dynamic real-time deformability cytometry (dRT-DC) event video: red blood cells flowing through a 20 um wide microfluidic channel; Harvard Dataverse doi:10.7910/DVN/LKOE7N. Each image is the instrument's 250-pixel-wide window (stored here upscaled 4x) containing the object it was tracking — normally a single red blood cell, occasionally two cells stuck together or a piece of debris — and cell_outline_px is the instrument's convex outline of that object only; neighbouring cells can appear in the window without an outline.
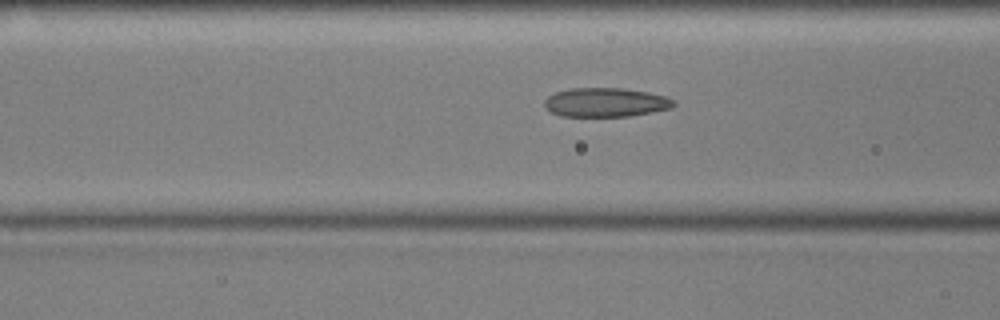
{"species": "common noctule bat (a hibernating species)", "species_latin": "Nyctalus noctula", "temperature_condition": "cold", "stored_images_in_passage": 23, "camera_frame_rate_fps": 3000, "um_per_image_px": 0.085, "animal": {"sex": "male", "body_mass_g": 17.9, "forearm_length_mm": 54.2}, "frame": {"image": 1, "passage_image": 14, "time_ms": 4.333, "image_size_px": [1000, 320], "cell_outline_px": [[676, 104], [672, 108], [652, 112], [628, 116], [560, 116], [544, 108], [544, 100], [548, 96], [556, 92], [572, 88], [620, 88], [648, 92], [664, 96], [676, 100]], "centroid_in_image_um": [51.48, 8.7], "position_along_channel_um": 115.1, "area_um2": 21.91}}
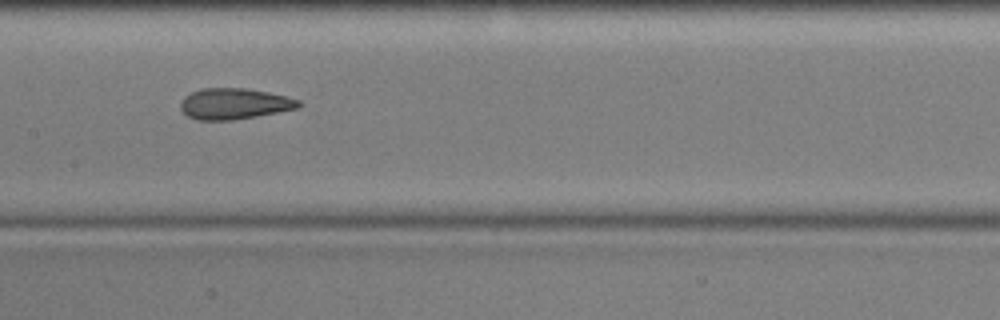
{"frame": {"image": 2, "passage_image": 20, "time_ms": 6.333, "image_size_px": [1000, 320], "cell_outline_px": [[304, 104], [300, 108], [256, 116], [232, 120], [196, 120], [188, 116], [180, 108], [180, 100], [184, 96], [192, 92], [204, 88], [244, 88], [268, 92], [300, 100]], "centroid_in_image_um": [19.92, 8.82], "position_along_channel_um": 187.5, "area_um2": 21.39}}
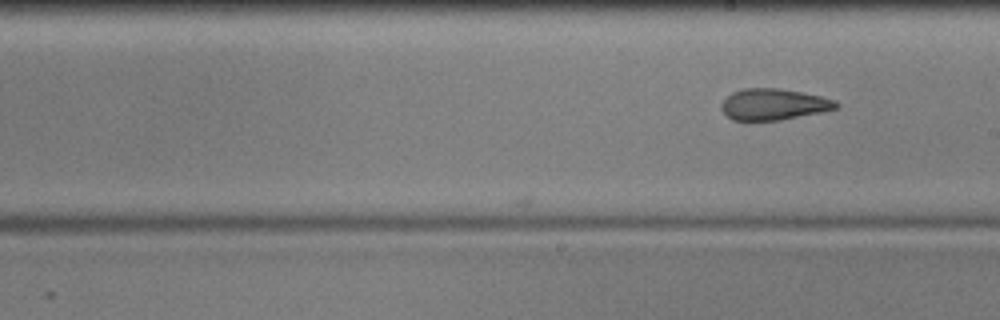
{"frame": {"image": 3, "passage_image": 23, "time_ms": 7.333, "image_size_px": [1000, 320], "cell_outline_px": [[840, 104], [836, 108], [820, 112], [780, 120], [732, 120], [720, 108], [720, 104], [732, 92], [744, 88], [780, 88], [820, 96], [836, 100]], "centroid_in_image_um": [65.74, 8.86], "position_along_channel_um": 223.3, "area_um2": 20.75}}